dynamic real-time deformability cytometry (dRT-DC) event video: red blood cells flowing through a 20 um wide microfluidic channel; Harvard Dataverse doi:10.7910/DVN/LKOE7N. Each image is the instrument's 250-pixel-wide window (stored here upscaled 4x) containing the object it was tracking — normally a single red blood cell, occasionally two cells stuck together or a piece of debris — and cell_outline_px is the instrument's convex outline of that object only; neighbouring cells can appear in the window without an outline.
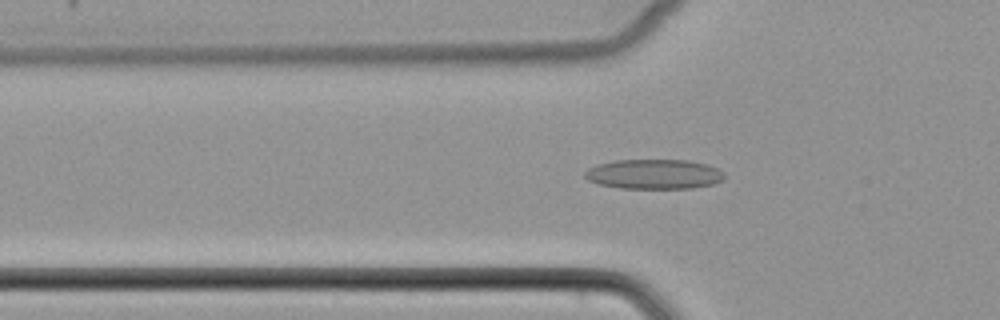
{"species": "common noctule bat (a hibernating species)", "species_latin": "Nyctalus noctula", "temperature_condition": "cold", "stored_images_in_passage": 52, "camera_frame_rate_fps": 3000, "um_per_image_px": 0.085, "animal": {"sex": "female", "body_mass_g": 22.7, "forearm_length_mm": 54.2}, "frame": {"image": 1, "passage_image": 18, "time_ms": 5.667, "image_size_px": [1000, 320], "cell_outline_px": [[724, 180], [716, 184], [692, 188], [620, 188], [600, 184], [588, 180], [584, 176], [584, 172], [588, 168], [596, 164], [616, 160], [688, 160], [708, 164], [724, 172]], "centroid_in_image_um": [55.61, 14.8], "position_along_channel_um": 70.2, "area_um2": 24.39}}
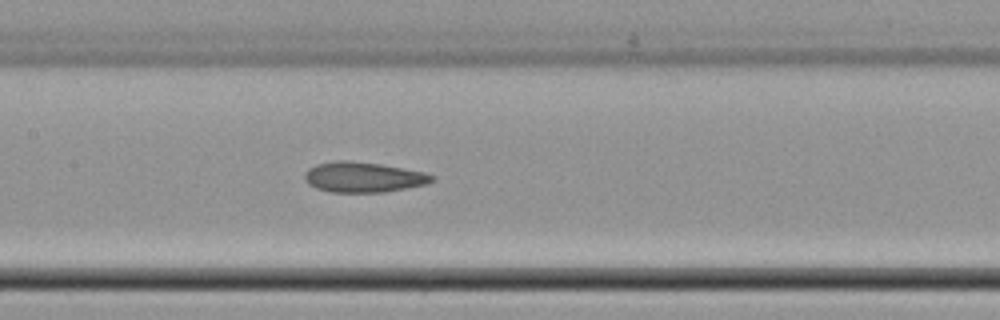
{"frame": {"image": 2, "passage_image": 26, "time_ms": 8.333, "image_size_px": [1000, 320], "cell_outline_px": [[436, 180], [424, 184], [408, 188], [384, 192], [332, 192], [316, 188], [308, 184], [304, 180], [304, 172], [308, 168], [316, 164], [332, 160], [352, 160], [380, 164], [424, 172], [436, 176]], "centroid_in_image_um": [30.85, 15.05], "position_along_channel_um": 176.5, "area_um2": 22.72}}
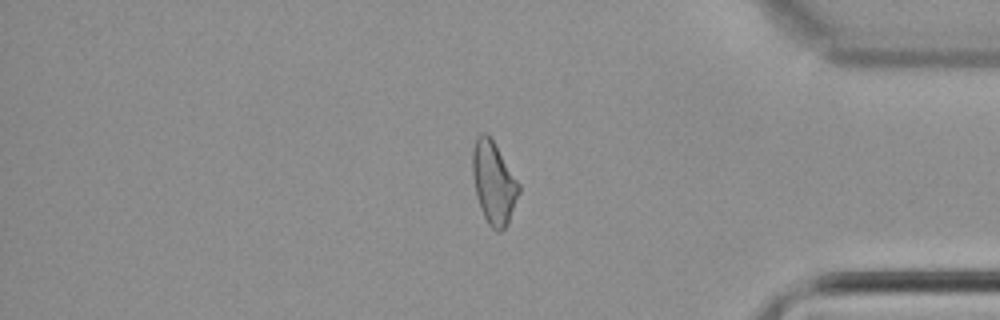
{"frame": {"image": 3, "passage_image": 44, "time_ms": 14.333, "image_size_px": [1000, 320], "cell_outline_px": [[520, 192], [508, 224], [500, 232], [496, 232], [488, 224], [480, 208], [476, 196], [472, 172], [472, 148], [476, 136], [480, 132], [488, 132], [520, 184]], "centroid_in_image_um": [41.95, 15.51], "position_along_channel_um": 393.2, "area_um2": 22.6}}